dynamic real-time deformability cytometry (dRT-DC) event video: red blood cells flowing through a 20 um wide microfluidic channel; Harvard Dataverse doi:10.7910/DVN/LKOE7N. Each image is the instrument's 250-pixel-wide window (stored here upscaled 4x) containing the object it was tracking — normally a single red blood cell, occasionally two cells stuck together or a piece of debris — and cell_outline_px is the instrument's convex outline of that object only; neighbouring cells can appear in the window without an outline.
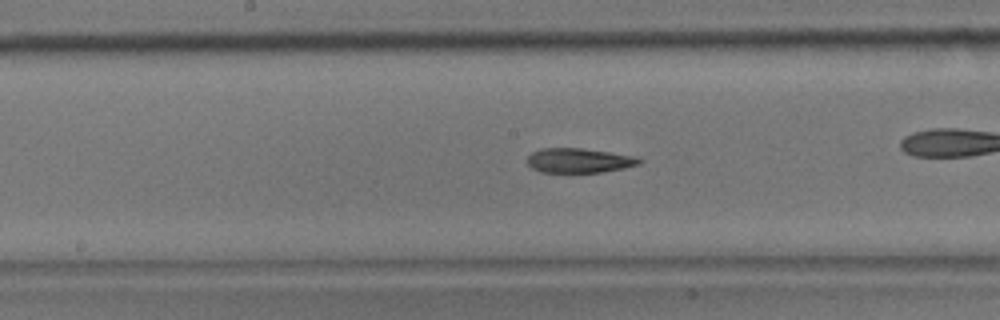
{"species": "common noctule bat (a hibernating species)", "species_latin": "Nyctalus noctula", "temperature_condition": "room temperature", "stored_images_in_passage": 35, "camera_frame_rate_fps": 3000, "um_per_image_px": 0.085, "animal": {"sex": "male", "body_mass_g": 17.9}, "frame": {"image": 1, "passage_image": 11, "time_ms": 3.333, "image_size_px": [1000, 320], "cell_outline_px": [[644, 160], [640, 164], [624, 168], [600, 172], [540, 172], [532, 168], [524, 160], [532, 152], [540, 148], [580, 148], [636, 156]], "centroid_in_image_um": [49.19, 13.64], "position_along_channel_um": 199.0, "area_um2": 16.13}}